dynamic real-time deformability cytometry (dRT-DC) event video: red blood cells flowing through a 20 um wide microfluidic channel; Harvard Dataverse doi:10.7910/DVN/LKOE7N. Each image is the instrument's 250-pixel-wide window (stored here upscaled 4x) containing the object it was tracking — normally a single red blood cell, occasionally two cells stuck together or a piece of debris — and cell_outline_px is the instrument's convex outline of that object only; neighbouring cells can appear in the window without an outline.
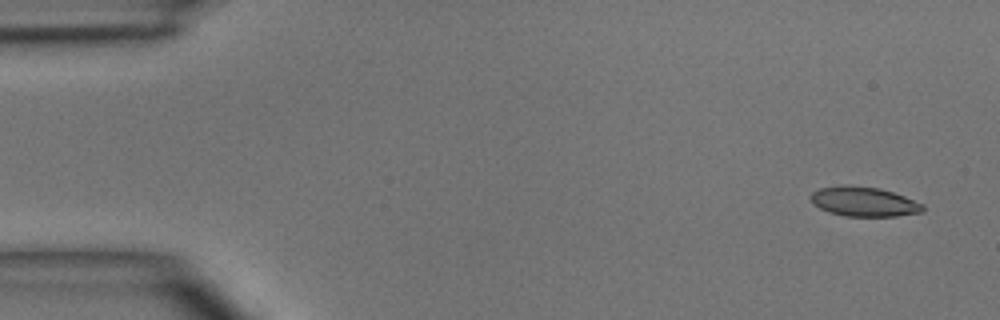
{"species": "common noctule bat (a hibernating species)", "species_latin": "Nyctalus noctula", "temperature_condition": "room temperature", "stored_images_in_passage": 5, "camera_frame_rate_fps": 3000, "um_per_image_px": 0.085, "animal": {"sex": "male", "body_mass_g": 15.6}, "frame": {"image": 1, "passage_image": 1, "time_ms": 0.0, "image_size_px": [1000, 320], "cell_outline_px": [[924, 212], [896, 216], [844, 216], [828, 212], [812, 204], [808, 196], [812, 192], [820, 188], [840, 184], [848, 184], [880, 188], [904, 196], [924, 204]], "centroid_in_image_um": [73.39, 17.13], "position_along_channel_um": 11.6, "area_um2": 19.71}}